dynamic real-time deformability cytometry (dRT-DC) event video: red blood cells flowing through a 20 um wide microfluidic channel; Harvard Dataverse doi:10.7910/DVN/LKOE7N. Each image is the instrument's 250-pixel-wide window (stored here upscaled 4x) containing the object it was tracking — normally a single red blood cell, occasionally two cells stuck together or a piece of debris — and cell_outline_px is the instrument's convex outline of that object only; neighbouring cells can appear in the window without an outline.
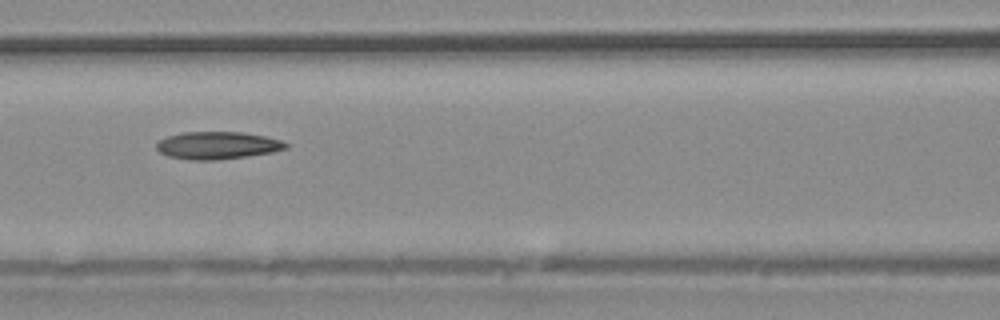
{"species": "common noctule bat (a hibernating species)", "species_latin": "Nyctalus noctula", "temperature_condition": "warm", "stored_images_in_passage": 28, "camera_frame_rate_fps": 3000, "um_per_image_px": 0.085, "animal": {"sex": "male", "body_mass_g": 20.4}, "frame": {"image": 1, "passage_image": 9, "time_ms": 2.667, "image_size_px": [1000, 320], "cell_outline_px": [[288, 148], [272, 152], [248, 156], [216, 160], [192, 160], [168, 156], [160, 152], [156, 148], [156, 144], [160, 140], [168, 136], [184, 132], [240, 132], [264, 136], [280, 140], [288, 144]], "centroid_in_image_um": [18.48, 12.36], "position_along_channel_um": 148.1, "area_um2": 20.58}}
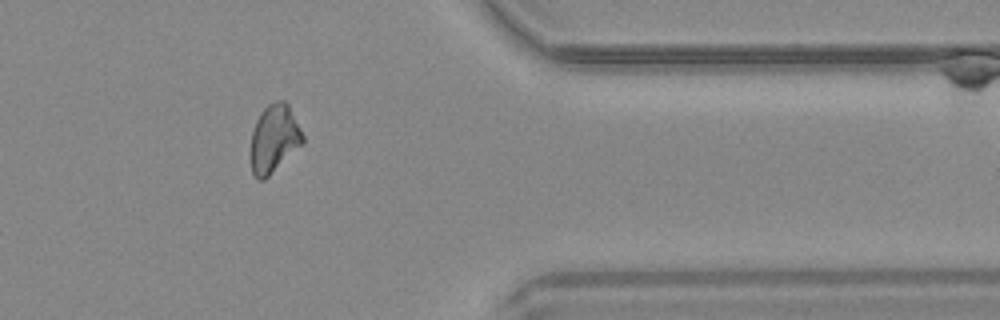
{"frame": {"image": 2, "passage_image": 24, "time_ms": 7.667, "image_size_px": [1000, 320], "cell_outline_px": [[304, 144], [264, 180], [256, 180], [252, 172], [252, 132], [256, 120], [260, 112], [268, 104], [276, 100], [284, 100], [288, 104], [304, 136]], "centroid_in_image_um": [23.32, 11.79], "position_along_channel_um": 388.1, "area_um2": 20.58}}